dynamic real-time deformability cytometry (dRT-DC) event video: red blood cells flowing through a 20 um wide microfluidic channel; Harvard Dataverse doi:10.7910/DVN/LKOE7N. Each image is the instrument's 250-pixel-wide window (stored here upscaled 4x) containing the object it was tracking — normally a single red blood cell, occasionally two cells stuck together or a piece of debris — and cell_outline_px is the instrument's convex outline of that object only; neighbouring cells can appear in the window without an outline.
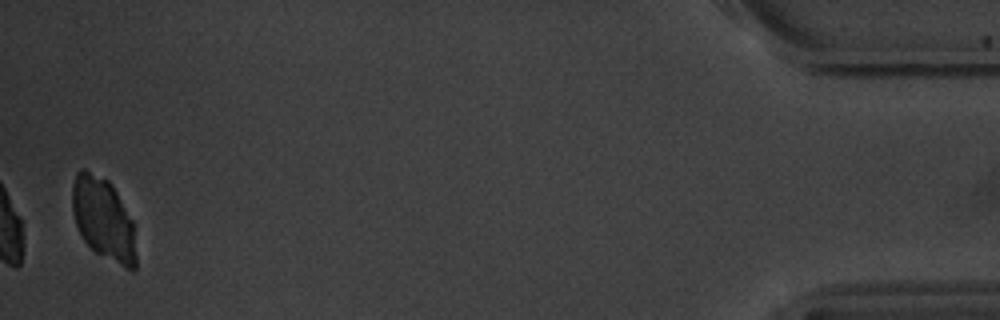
{"species": "common noctule bat (a hibernating species)", "species_latin": "Nyctalus noctula", "temperature_condition": "warm", "stored_images_in_passage": 15, "camera_frame_rate_fps": 3000, "um_per_image_px": 0.085, "animal": {"sex": "male", "body_mass_g": 20.1, "forearm_length_mm": 53.5}, "frame": {"image": 1, "passage_image": 15, "time_ms": 17.0, "image_size_px": [1000, 320], "cell_outline_px": [[136, 268], [132, 272], [96, 252], [84, 240], [76, 224], [72, 208], [72, 184], [76, 172], [80, 168], [84, 168], [108, 180], [112, 184], [132, 220], [136, 256]], "centroid_in_image_um": [8.78, 18.59], "position_along_channel_um": 426.4, "area_um2": 30.52}}